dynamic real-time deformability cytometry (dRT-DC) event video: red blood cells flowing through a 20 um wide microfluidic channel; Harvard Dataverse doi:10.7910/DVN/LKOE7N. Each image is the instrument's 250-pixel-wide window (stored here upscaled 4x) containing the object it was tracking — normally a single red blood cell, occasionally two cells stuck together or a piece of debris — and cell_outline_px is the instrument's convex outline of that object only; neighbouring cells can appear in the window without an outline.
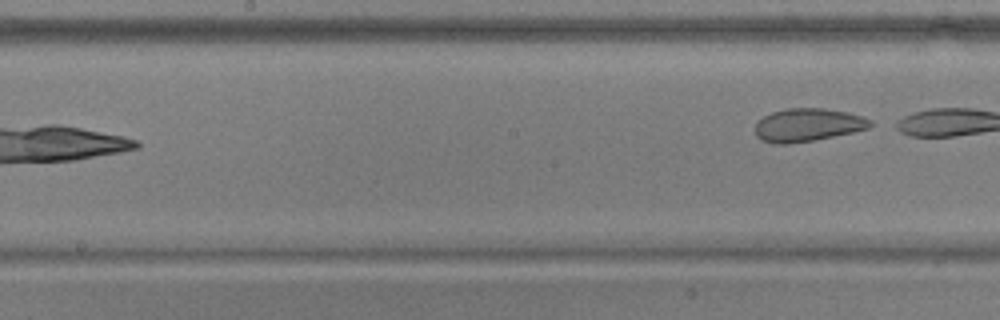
{"species": "common noctule bat (a hibernating species)", "species_latin": "Nyctalus noctula", "temperature_condition": "warm", "stored_images_in_passage": 7, "camera_frame_rate_fps": 3000, "um_per_image_px": 0.085, "animal": {"sex": "male", "body_mass_g": 17.9, "forearm_length_mm": 54.2}, "frame": {"image": 1, "passage_image": 7, "time_ms": 2.0, "image_size_px": [1000, 320], "cell_outline_px": [[876, 124], [868, 128], [852, 132], [812, 140], [788, 144], [776, 144], [760, 140], [756, 136], [756, 120], [772, 112], [788, 108], [824, 108], [848, 112], [864, 116], [872, 120]], "centroid_in_image_um": [68.67, 10.61], "position_along_channel_um": 179.5, "area_um2": 22.31}}